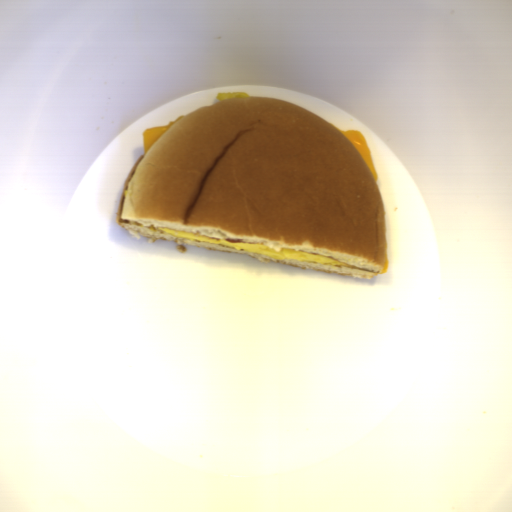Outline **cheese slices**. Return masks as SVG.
Here are the masks:
<instances>
[{
    "mask_svg": "<svg viewBox=\"0 0 512 512\" xmlns=\"http://www.w3.org/2000/svg\"><path fill=\"white\" fill-rule=\"evenodd\" d=\"M157 230L174 236L176 238L184 239V240H194V241H203L214 245H223L226 247H230L233 249H238L242 251H246L249 253H258L270 257L274 260H295L300 262H310V263H321V264H332V265H342V266H350L347 263L338 261L336 259L320 256L316 254H311L295 249H282L281 251H276L274 247H270L267 245H263L260 243H231L226 240H222L219 238H215L212 236L204 235L201 233H193L187 231L176 230L167 227H157Z\"/></svg>",
    "mask_w": 512,
    "mask_h": 512,
    "instance_id": "e24e687f",
    "label": "cheese slices"
},
{
    "mask_svg": "<svg viewBox=\"0 0 512 512\" xmlns=\"http://www.w3.org/2000/svg\"><path fill=\"white\" fill-rule=\"evenodd\" d=\"M337 130L339 132H341L361 153L364 161L367 163V165L370 168L371 174H372L375 182L377 183L379 180V176L374 167L372 157H371V152L367 145L366 138L364 137V135L356 129L348 130V131H343V130H339V129H337Z\"/></svg>",
    "mask_w": 512,
    "mask_h": 512,
    "instance_id": "559185b1",
    "label": "cheese slices"
},
{
    "mask_svg": "<svg viewBox=\"0 0 512 512\" xmlns=\"http://www.w3.org/2000/svg\"><path fill=\"white\" fill-rule=\"evenodd\" d=\"M185 115H181L174 121H170L169 125L165 127H154V128H146L143 131V145H144V151L145 155L151 148V146L176 122L181 120Z\"/></svg>",
    "mask_w": 512,
    "mask_h": 512,
    "instance_id": "a4e51081",
    "label": "cheese slices"
},
{
    "mask_svg": "<svg viewBox=\"0 0 512 512\" xmlns=\"http://www.w3.org/2000/svg\"><path fill=\"white\" fill-rule=\"evenodd\" d=\"M389 269V260L387 258L386 262H385V265H384V268L382 270V272L380 274H385Z\"/></svg>",
    "mask_w": 512,
    "mask_h": 512,
    "instance_id": "6a4a8921",
    "label": "cheese slices"
}]
</instances>
